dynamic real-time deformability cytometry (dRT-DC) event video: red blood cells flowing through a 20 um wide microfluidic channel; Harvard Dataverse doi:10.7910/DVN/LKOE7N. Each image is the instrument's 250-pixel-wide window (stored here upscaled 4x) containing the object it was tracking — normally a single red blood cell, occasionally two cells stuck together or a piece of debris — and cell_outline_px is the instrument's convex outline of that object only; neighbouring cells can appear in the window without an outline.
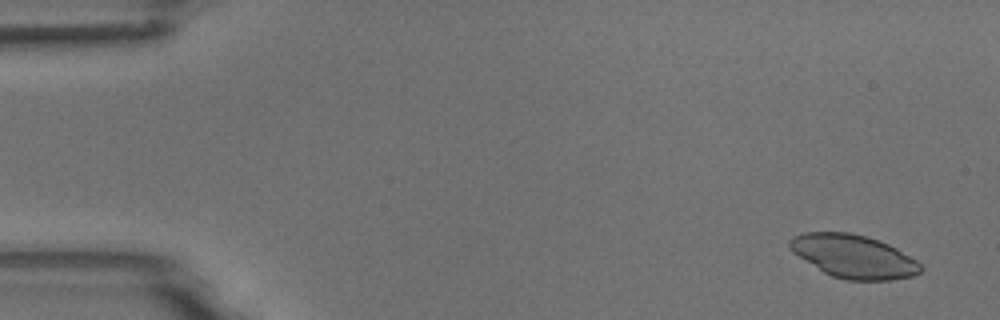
{"species": "common noctule bat (a hibernating species)", "species_latin": "Nyctalus noctula", "temperature_condition": "room temperature", "stored_images_in_passage": 5, "camera_frame_rate_fps": 3000, "um_per_image_px": 0.085, "animal": {"sex": "male", "body_mass_g": 18.8}, "frame": {"image": 1, "passage_image": 1, "time_ms": 0.0, "image_size_px": [1000, 320], "cell_outline_px": [[924, 268], [920, 272], [912, 276], [888, 280], [844, 280], [832, 276], [824, 272], [792, 252], [788, 248], [788, 240], [792, 236], [804, 232], [848, 232], [880, 240], [896, 248], [916, 260]], "centroid_in_image_um": [72.53, 21.78], "position_along_channel_um": 12.5, "area_um2": 32.95}}